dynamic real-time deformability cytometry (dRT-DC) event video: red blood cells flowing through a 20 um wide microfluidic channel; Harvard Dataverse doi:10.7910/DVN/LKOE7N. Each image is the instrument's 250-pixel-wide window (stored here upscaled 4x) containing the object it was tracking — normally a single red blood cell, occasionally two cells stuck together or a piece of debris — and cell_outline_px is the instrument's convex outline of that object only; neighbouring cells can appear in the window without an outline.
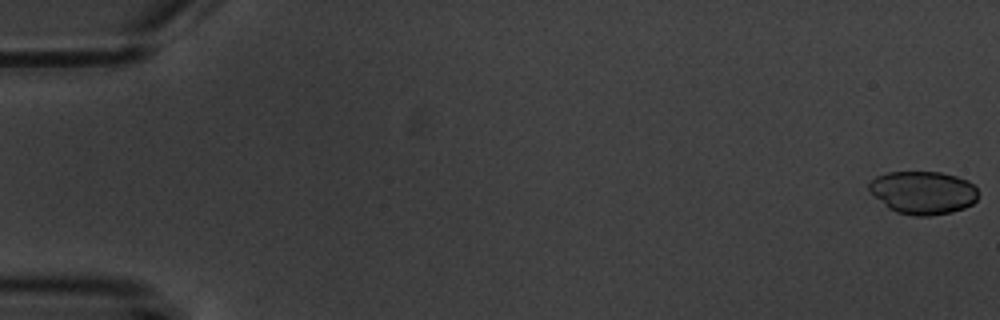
{"species": "common noctule bat (a hibernating species)", "species_latin": "Nyctalus noctula", "temperature_condition": "warm", "stored_images_in_passage": 6, "camera_frame_rate_fps": 3000, "um_per_image_px": 0.085, "animal": {"sex": "male", "body_mass_g": 20.1, "forearm_length_mm": 53.5}, "frame": {"image": 1, "passage_image": 1, "time_ms": 0.0, "image_size_px": [1000, 320], "cell_outline_px": [[976, 200], [972, 204], [964, 208], [952, 212], [928, 216], [912, 216], [896, 212], [888, 208], [868, 188], [868, 184], [876, 176], [888, 172], [940, 172], [956, 176], [968, 180], [976, 188]], "centroid_in_image_um": [78.46, 16.37], "position_along_channel_um": 6.5, "area_um2": 27.22}}